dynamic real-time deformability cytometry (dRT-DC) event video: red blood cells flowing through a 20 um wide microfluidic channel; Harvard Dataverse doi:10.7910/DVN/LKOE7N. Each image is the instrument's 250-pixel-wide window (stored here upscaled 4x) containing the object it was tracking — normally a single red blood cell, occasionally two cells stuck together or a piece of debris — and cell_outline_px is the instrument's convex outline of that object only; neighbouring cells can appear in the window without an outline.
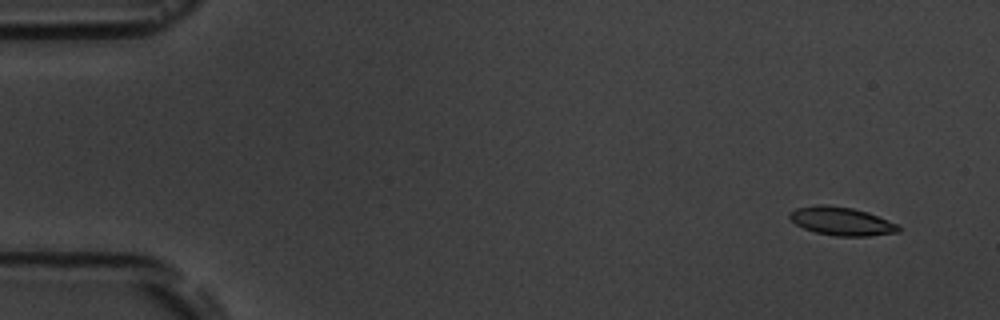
{"species": "common noctule bat (a hibernating species)", "species_latin": "Nyctalus noctula", "temperature_condition": "room temperature", "stored_images_in_passage": 5, "camera_frame_rate_fps": 3000, "um_per_image_px": 0.085, "animal": {"sex": "male", "body_mass_g": 19.5, "forearm_length_mm": 54.6}, "frame": {"image": 1, "passage_image": 1, "time_ms": 0.0, "image_size_px": [1000, 320], "cell_outline_px": [[900, 232], [868, 236], [836, 236], [816, 232], [804, 228], [796, 224], [788, 216], [788, 212], [796, 208], [820, 204], [852, 208], [868, 212], [896, 224], [900, 228]], "centroid_in_image_um": [71.51, 18.8], "position_along_channel_um": 13.5, "area_um2": 17.8}}
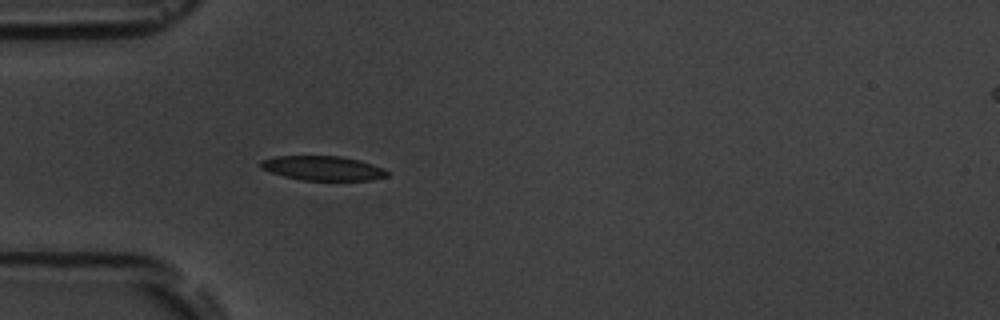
{"frame": {"image": 2, "passage_image": 5, "time_ms": 4.333, "image_size_px": [1000, 320], "cell_outline_px": [[388, 176], [368, 180], [300, 180], [284, 176], [260, 168], [260, 160], [276, 156], [340, 156], [360, 160], [384, 168], [388, 172]], "centroid_in_image_um": [27.43, 14.29], "position_along_channel_um": 57.6, "area_um2": 17.98}}